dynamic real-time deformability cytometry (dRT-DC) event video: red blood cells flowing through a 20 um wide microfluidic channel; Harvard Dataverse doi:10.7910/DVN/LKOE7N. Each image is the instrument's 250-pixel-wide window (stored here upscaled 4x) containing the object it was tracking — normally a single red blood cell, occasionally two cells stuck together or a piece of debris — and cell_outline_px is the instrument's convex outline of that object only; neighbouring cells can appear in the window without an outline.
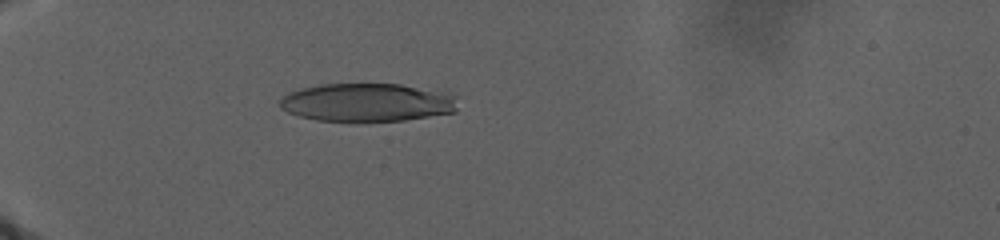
{"species": "human", "species_latin": "Homo sapiens", "temperature_condition": "warm", "stored_images_in_passage": 80, "camera_frame_rate_fps": 3000, "um_per_image_px": 0.085, "donor": {"sex": "male"}, "frame": {"image": 1, "passage_image": 22, "time_ms": 9.0, "image_size_px": [1000, 240], "cell_outline_px": [[456, 112], [404, 120], [316, 120], [300, 116], [288, 112], [280, 108], [280, 100], [288, 92], [300, 88], [320, 84], [400, 84], [456, 96]], "centroid_in_image_um": [31.16, 8.7], "position_along_channel_um": 53.8, "area_um2": 39.02}}
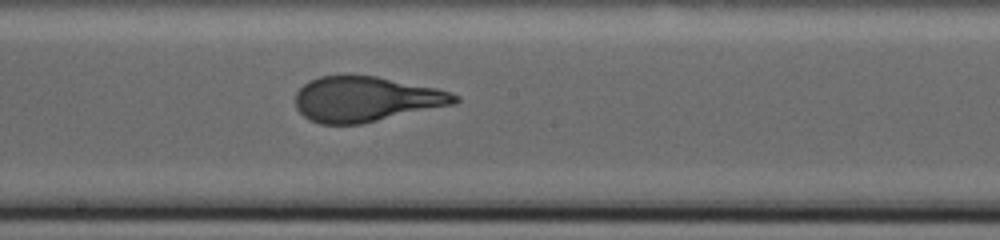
{"frame": {"image": 2, "passage_image": 44, "time_ms": 18.667, "image_size_px": [1000, 240], "cell_outline_px": [[460, 100], [456, 104], [360, 124], [320, 124], [308, 120], [296, 108], [296, 92], [308, 80], [320, 76], [376, 76], [436, 88], [452, 92], [460, 96]], "centroid_in_image_um": [31.12, 8.43], "position_along_channel_um": 217.1, "area_um2": 41.96}}
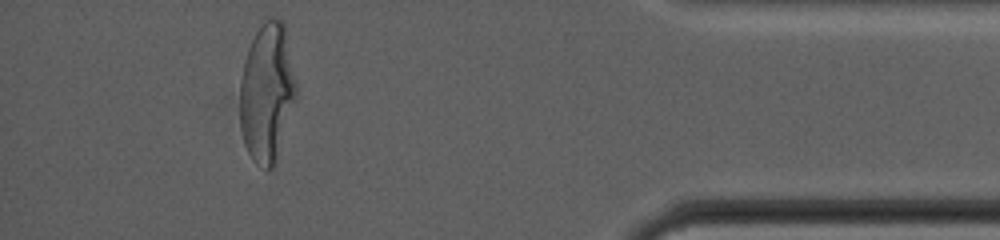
{"frame": {"image": 3, "passage_image": 73, "time_ms": 30.0, "image_size_px": [1000, 240], "cell_outline_px": [[296, 96], [276, 164], [268, 172], [256, 164], [252, 160], [244, 144], [240, 128], [240, 80], [244, 60], [248, 48], [256, 32], [264, 20], [268, 16], [272, 16], [284, 20], [296, 84]], "centroid_in_image_um": [22.68, 7.89], "position_along_channel_um": 412.5, "area_um2": 46.01}, "authors_computed_cell_mechanics": {"area_um2": 42.5119, "velocity_mm_per_s": 2.0462, "shape_relaxation_time_tau1_ms": 8.4557, "shape_relaxation_time_tau2_ms": null, "deformation_change_tau1": 0.2584, "deformation_change_tau2": null}}